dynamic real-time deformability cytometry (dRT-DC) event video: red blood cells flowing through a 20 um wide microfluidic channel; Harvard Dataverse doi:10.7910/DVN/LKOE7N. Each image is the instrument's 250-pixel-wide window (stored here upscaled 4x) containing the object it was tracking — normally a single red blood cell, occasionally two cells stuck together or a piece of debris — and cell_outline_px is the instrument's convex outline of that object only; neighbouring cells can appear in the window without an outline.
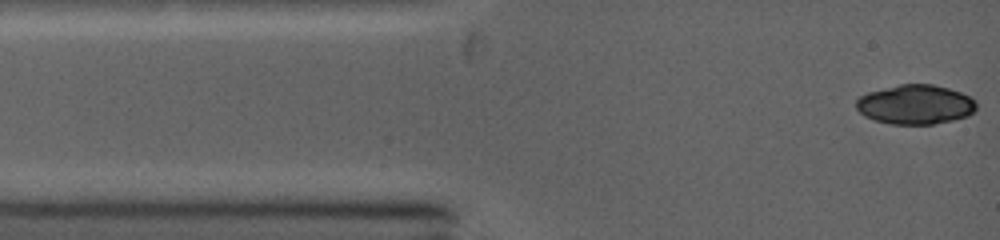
{"species": "common noctule bat (a hibernating species)", "species_latin": "Nyctalus noctula", "temperature_condition": "warm", "stored_images_in_passage": 4, "camera_frame_rate_fps": 5000, "um_per_image_px": 0.085, "animal": {"sex": "female", "body_mass_g": 19.0, "forearm_length_mm": 53.3}, "frame": {"image": 1, "passage_image": 1, "time_ms": 0.0, "image_size_px": [1000, 240], "cell_outline_px": [[976, 108], [968, 116], [952, 120], [932, 124], [892, 124], [876, 120], [864, 116], [856, 108], [856, 100], [860, 96], [868, 92], [900, 84], [932, 84], [948, 88], [960, 92], [976, 100]], "centroid_in_image_um": [77.8, 8.88], "position_along_channel_um": 7.2, "area_um2": 27.51}}